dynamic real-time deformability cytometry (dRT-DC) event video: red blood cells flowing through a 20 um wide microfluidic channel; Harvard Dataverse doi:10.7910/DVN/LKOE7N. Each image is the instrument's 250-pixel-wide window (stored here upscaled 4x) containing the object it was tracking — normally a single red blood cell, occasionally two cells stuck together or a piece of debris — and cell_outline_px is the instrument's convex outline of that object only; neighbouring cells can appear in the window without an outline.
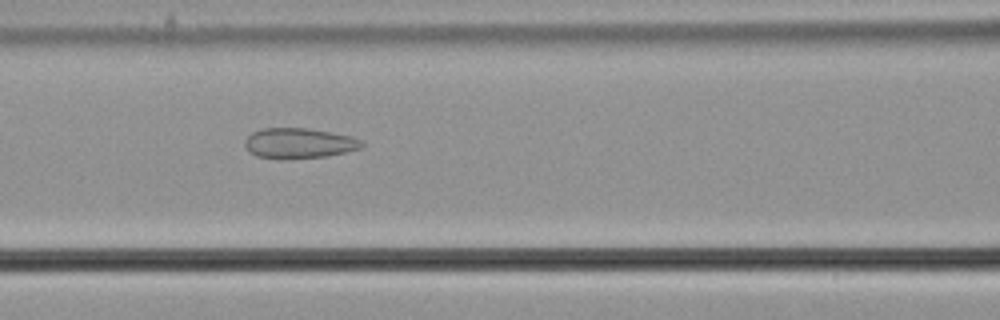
{"species": "common noctule bat (a hibernating species)", "species_latin": "Nyctalus noctula", "temperature_condition": "cold", "stored_images_in_passage": 32, "camera_frame_rate_fps": 3000, "um_per_image_px": 0.085, "animal": {"sex": "male", "body_mass_g": 21.5, "forearm_length_mm": 52.0}, "frame": {"image": 1, "passage_image": 11, "time_ms": 3.333, "image_size_px": [1000, 320], "cell_outline_px": [[364, 148], [328, 156], [280, 160], [256, 156], [248, 152], [244, 144], [244, 140], [252, 132], [264, 128], [308, 128], [352, 136], [360, 140], [364, 144]], "centroid_in_image_um": [25.4, 12.19], "position_along_channel_um": 141.2, "area_um2": 21.04}}
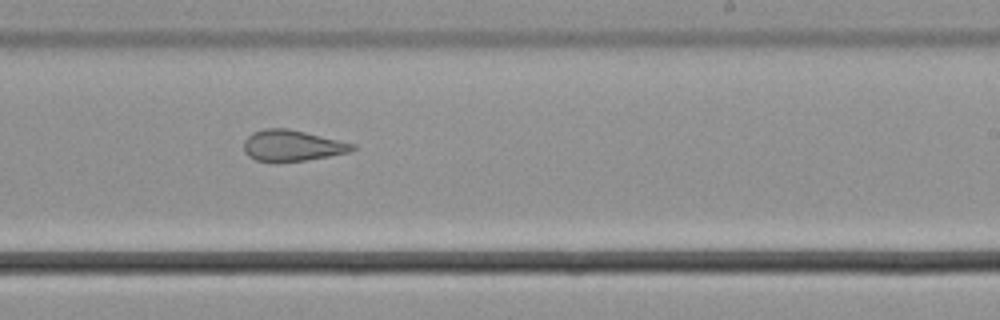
{"frame": {"image": 2, "passage_image": 21, "time_ms": 6.667, "image_size_px": [1000, 320], "cell_outline_px": [[356, 148], [348, 152], [328, 156], [304, 160], [256, 160], [248, 156], [244, 152], [244, 140], [252, 132], [264, 128], [288, 128], [356, 144]], "centroid_in_image_um": [24.82, 12.34], "position_along_channel_um": 264.2, "area_um2": 19.25}}
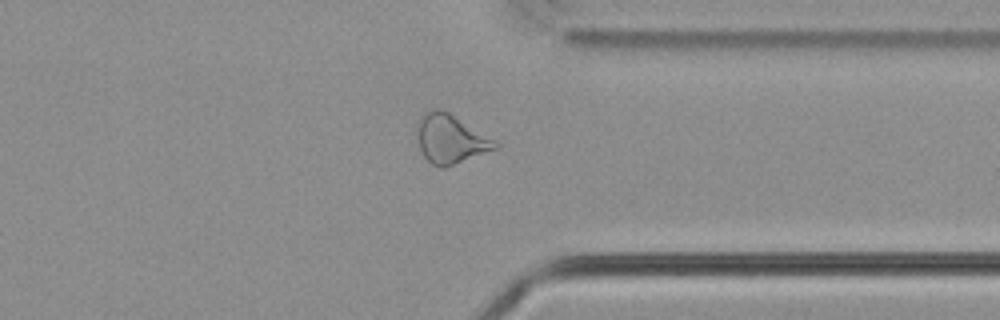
{"frame": {"image": 3, "passage_image": 30, "time_ms": 9.667, "image_size_px": [1000, 320], "cell_outline_px": [[500, 148], [444, 168], [440, 168], [432, 164], [424, 156], [420, 148], [416, 136], [416, 132], [420, 116], [432, 108], [440, 108], [448, 112], [496, 140], [500, 144]], "centroid_in_image_um": [38.31, 11.82], "position_along_channel_um": 373.1, "area_um2": 22.43}}